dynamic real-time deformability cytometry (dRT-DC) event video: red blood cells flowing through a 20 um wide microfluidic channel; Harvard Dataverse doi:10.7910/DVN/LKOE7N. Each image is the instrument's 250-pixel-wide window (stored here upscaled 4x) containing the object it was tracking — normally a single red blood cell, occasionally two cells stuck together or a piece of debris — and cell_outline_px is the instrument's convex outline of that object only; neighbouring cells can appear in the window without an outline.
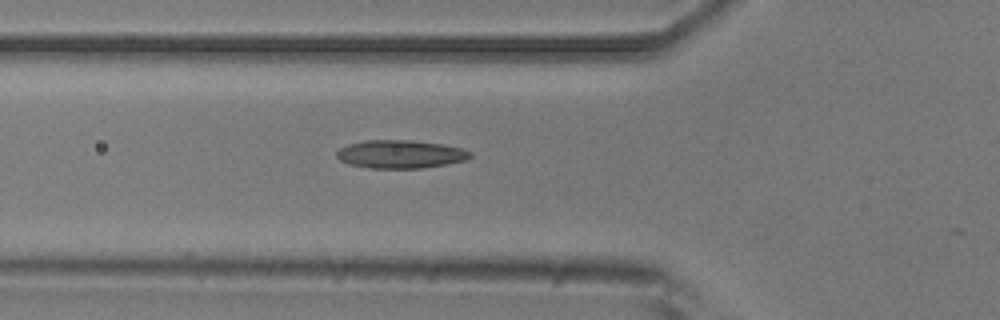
{"species": "common noctule bat (a hibernating species)", "species_latin": "Nyctalus noctula", "temperature_condition": "room temperature", "stored_images_in_passage": 5, "camera_frame_rate_fps": 3000, "um_per_image_px": 0.085, "animal": {"sex": "male", "body_mass_g": 20.5, "forearm_length_mm": 52.5}, "frame": {"image": 1, "passage_image": 5, "time_ms": 5.333, "image_size_px": [1000, 320], "cell_outline_px": [[472, 156], [468, 160], [448, 164], [420, 168], [372, 168], [348, 164], [340, 160], [336, 156], [336, 152], [340, 148], [348, 144], [364, 140], [408, 140], [444, 144], [464, 148], [472, 152]], "centroid_in_image_um": [34.08, 13.1], "position_along_channel_um": 91.7, "area_um2": 22.14}}